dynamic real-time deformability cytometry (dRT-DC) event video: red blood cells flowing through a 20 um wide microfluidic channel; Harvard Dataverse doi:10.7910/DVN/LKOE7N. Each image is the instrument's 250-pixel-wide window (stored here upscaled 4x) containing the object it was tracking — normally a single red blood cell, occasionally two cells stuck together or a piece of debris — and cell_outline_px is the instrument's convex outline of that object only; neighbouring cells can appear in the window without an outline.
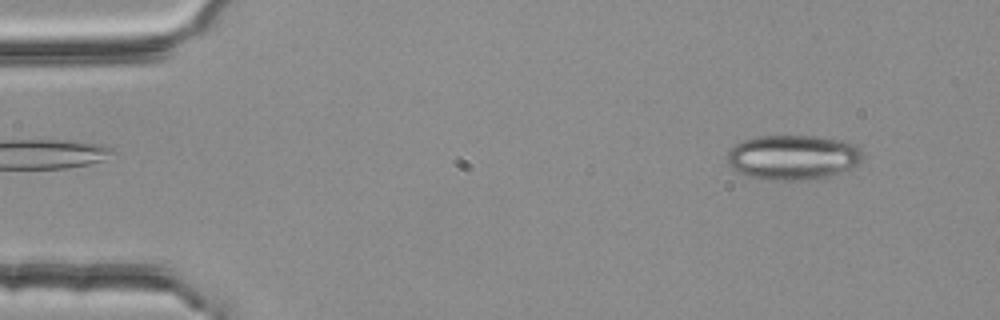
{"species": "common noctule bat (a hibernating species)", "species_latin": "Nyctalus noctula", "temperature_condition": "room temperature", "stored_images_in_passage": 53, "camera_frame_rate_fps": 3000, "um_per_image_px": 0.085, "animal": {"sex": "female", "body_mass_g": 25.1}, "frame": {"image": 1, "passage_image": 5, "time_ms": 1.333, "image_size_px": [1000, 320], "cell_outline_px": [[860, 160], [856, 164], [840, 172], [828, 176], [808, 180], [768, 180], [748, 176], [732, 168], [728, 164], [728, 152], [736, 144], [744, 140], [756, 136], [816, 136], [840, 140], [852, 144], [860, 148]], "centroid_in_image_um": [67.35, 13.37], "position_along_channel_um": 17.6, "area_um2": 34.97}}
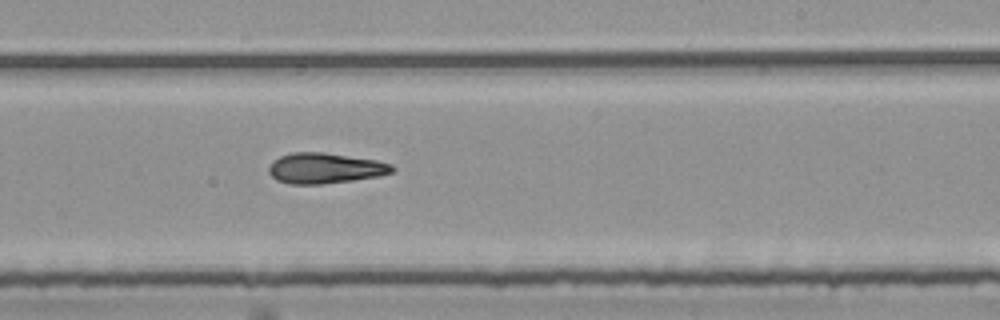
{"frame": {"image": 2, "passage_image": 32, "time_ms": 10.333, "image_size_px": [1000, 320], "cell_outline_px": [[396, 168], [392, 172], [380, 176], [352, 180], [320, 184], [288, 184], [276, 180], [268, 172], [268, 168], [272, 160], [280, 156], [292, 152], [324, 152], [376, 160], [392, 164]], "centroid_in_image_um": [27.61, 14.29], "position_along_channel_um": 261.4, "area_um2": 22.08}}
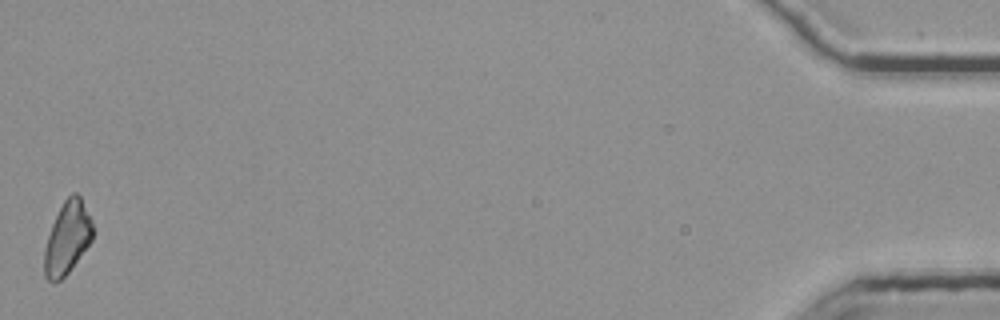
{"frame": {"image": 3, "passage_image": 53, "time_ms": 17.333, "image_size_px": [1000, 320], "cell_outline_px": [[96, 232], [92, 240], [68, 272], [60, 280], [48, 280], [44, 276], [44, 248], [52, 224], [64, 200], [72, 192], [76, 192], [80, 196], [92, 220]], "centroid_in_image_um": [5.75, 20.19], "position_along_channel_um": 429.5, "area_um2": 20.4}, "authors_computed_cell_mechanics": {"area_um2": 21.8484, "velocity_mm_per_s": 3.8136, "shape_relaxation_time_tau1_ms": 6.8909, "shape_relaxation_time_tau2_ms": 2.3261, "deformation_change_tau1": 0.2065, "deformation_change_tau2": 0.1145}}